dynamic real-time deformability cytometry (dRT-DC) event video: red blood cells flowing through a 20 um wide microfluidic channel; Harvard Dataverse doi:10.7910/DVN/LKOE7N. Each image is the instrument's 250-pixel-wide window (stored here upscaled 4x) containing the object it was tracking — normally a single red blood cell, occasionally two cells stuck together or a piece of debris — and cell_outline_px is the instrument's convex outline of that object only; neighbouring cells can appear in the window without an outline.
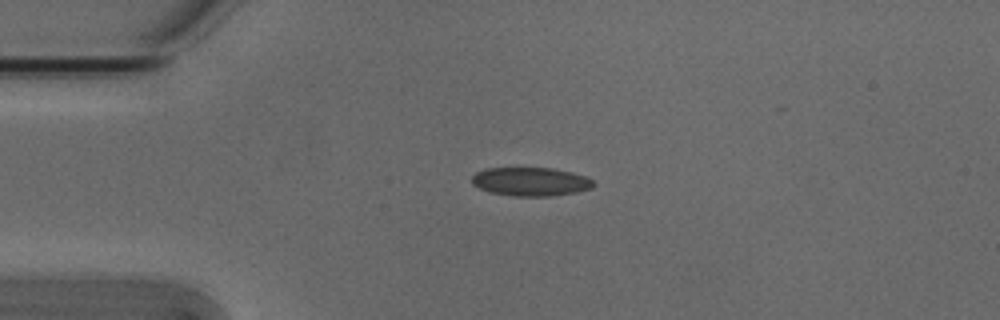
{"species": "Egyptian fruit bat (a non-hibernating species)", "species_latin": "Rousettus aegyptiacus", "temperature_condition": "cold", "stored_images_in_passage": 16, "camera_frame_rate_fps": 3000, "um_per_image_px": 0.085, "animal": {"sex": "male"}, "frame": {"image": 1, "passage_image": 1, "time_ms": 0.0, "image_size_px": [1000, 320], "cell_outline_px": [[596, 184], [592, 188], [576, 192], [552, 196], [512, 196], [488, 192], [472, 184], [472, 176], [476, 172], [484, 168], [552, 168], [572, 172], [584, 176], [592, 180]], "centroid_in_image_um": [45.09, 15.44], "position_along_channel_um": 39.9, "area_um2": 20.4}}
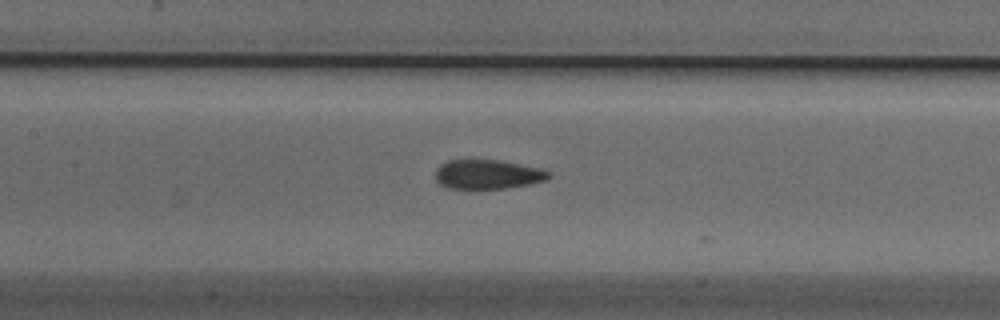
{"frame": {"image": 2, "passage_image": 13, "time_ms": 4.0, "image_size_px": [1000, 320], "cell_outline_px": [[552, 176], [548, 180], [528, 184], [504, 188], [448, 188], [440, 184], [436, 180], [436, 168], [440, 164], [448, 160], [468, 156], [500, 160], [540, 168], [548, 172]], "centroid_in_image_um": [41.4, 14.76], "position_along_channel_um": 166.0, "area_um2": 20.0}}